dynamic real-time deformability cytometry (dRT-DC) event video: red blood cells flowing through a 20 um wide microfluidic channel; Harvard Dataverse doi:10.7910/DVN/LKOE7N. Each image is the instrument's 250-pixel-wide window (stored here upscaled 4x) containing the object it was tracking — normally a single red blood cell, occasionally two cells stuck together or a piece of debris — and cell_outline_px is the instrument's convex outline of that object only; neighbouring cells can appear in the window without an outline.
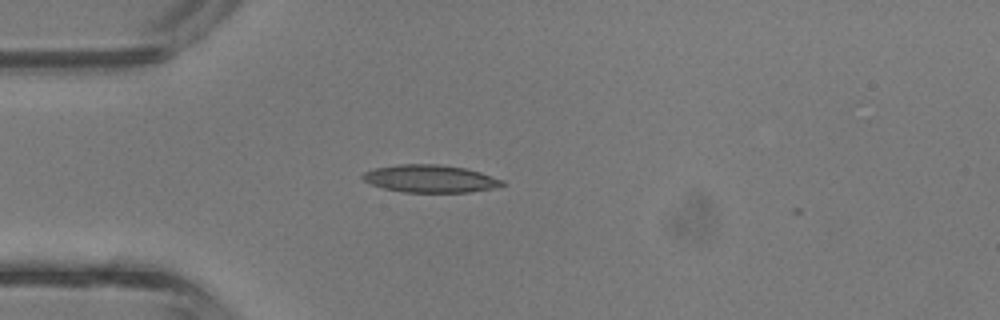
{"species": "common noctule bat (a hibernating species)", "species_latin": "Nyctalus noctula", "temperature_condition": "room temperature", "stored_images_in_passage": 2, "camera_frame_rate_fps": 3000, "um_per_image_px": 0.085, "animal": {"sex": "male", "body_mass_g": 13.3}, "frame": {"image": 1, "passage_image": 1, "time_ms": 0.0, "image_size_px": [1000, 320], "cell_outline_px": [[504, 184], [500, 188], [468, 192], [404, 192], [384, 188], [372, 184], [364, 180], [360, 176], [364, 172], [376, 168], [400, 164], [440, 164], [464, 168], [480, 172], [504, 180]], "centroid_in_image_um": [36.62, 15.19], "position_along_channel_um": 48.4, "area_um2": 22.43}}